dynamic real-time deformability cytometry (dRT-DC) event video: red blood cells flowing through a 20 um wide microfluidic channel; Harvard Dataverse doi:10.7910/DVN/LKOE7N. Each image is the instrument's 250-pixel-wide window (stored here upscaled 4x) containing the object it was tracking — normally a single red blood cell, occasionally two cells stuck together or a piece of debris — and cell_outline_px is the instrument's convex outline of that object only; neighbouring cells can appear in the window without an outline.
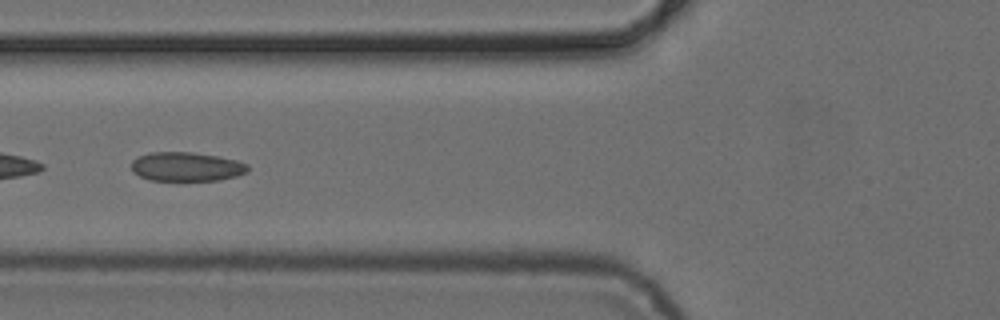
{"species": "common noctule bat (a hibernating species)", "species_latin": "Nyctalus noctula", "temperature_condition": "cold", "stored_images_in_passage": 7, "camera_frame_rate_fps": 3000, "um_per_image_px": 0.085, "animal": {"sex": "female", "body_mass_g": 24.6, "forearm_length_mm": 56.2}, "frame": {"image": 1, "passage_image": 6, "time_ms": 6.0, "image_size_px": [1000, 320], "cell_outline_px": [[248, 172], [236, 176], [220, 180], [148, 180], [132, 172], [132, 160], [136, 156], [148, 152], [192, 152], [216, 156], [236, 160], [248, 164]], "centroid_in_image_um": [15.82, 14.16], "position_along_channel_um": 110.0, "area_um2": 19.83}}
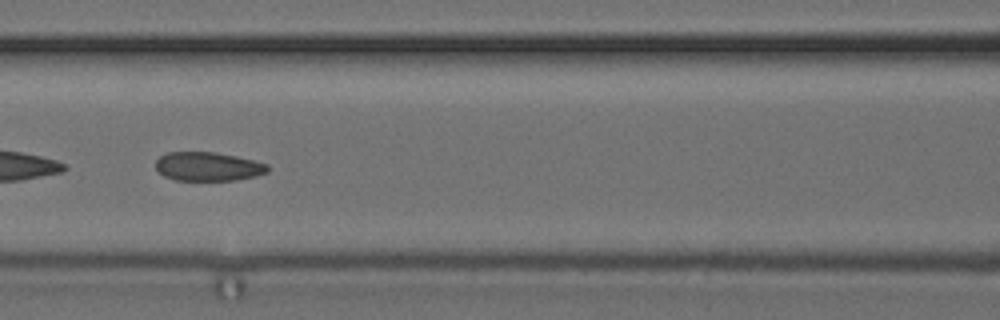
{"frame": {"image": 2, "passage_image": 7, "time_ms": 7.0, "image_size_px": [1000, 320], "cell_outline_px": [[268, 172], [256, 176], [236, 180], [176, 180], [164, 176], [156, 168], [156, 160], [160, 156], [168, 152], [216, 152], [236, 156], [268, 164]], "centroid_in_image_um": [17.69, 14.15], "position_along_channel_um": 148.9, "area_um2": 18.79}}